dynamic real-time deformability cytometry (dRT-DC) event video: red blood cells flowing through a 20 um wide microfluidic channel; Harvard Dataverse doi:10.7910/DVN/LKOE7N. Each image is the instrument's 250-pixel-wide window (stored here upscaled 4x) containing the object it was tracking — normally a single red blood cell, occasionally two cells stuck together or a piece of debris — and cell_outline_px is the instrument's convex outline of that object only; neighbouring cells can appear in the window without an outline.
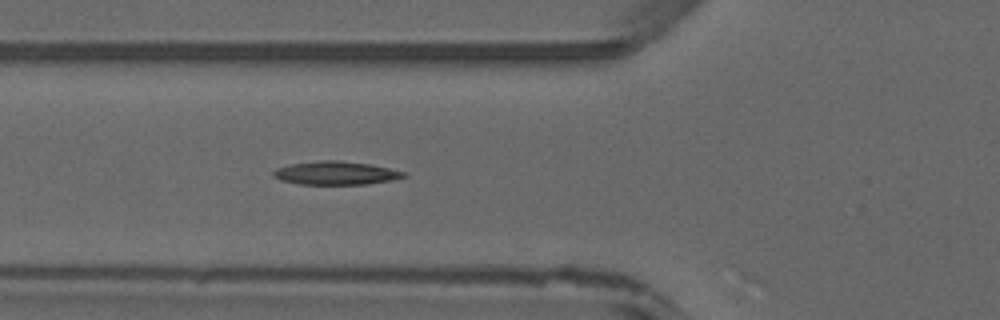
{"species": "common noctule bat (a hibernating species)", "species_latin": "Nyctalus noctula", "temperature_condition": "warm", "stored_images_in_passage": 40, "camera_frame_rate_fps": 3000, "um_per_image_px": 0.085, "animal": {"sex": "male", "forearm_length_mm": 52.5}, "frame": {"image": 1, "passage_image": 17, "time_ms": 5.333, "image_size_px": [1000, 320], "cell_outline_px": [[408, 176], [392, 180], [364, 184], [300, 184], [280, 180], [272, 176], [272, 172], [276, 168], [288, 164], [320, 160], [340, 160], [368, 164], [408, 172]], "centroid_in_image_um": [28.52, 14.7], "position_along_channel_um": 97.3, "area_um2": 17.86}}